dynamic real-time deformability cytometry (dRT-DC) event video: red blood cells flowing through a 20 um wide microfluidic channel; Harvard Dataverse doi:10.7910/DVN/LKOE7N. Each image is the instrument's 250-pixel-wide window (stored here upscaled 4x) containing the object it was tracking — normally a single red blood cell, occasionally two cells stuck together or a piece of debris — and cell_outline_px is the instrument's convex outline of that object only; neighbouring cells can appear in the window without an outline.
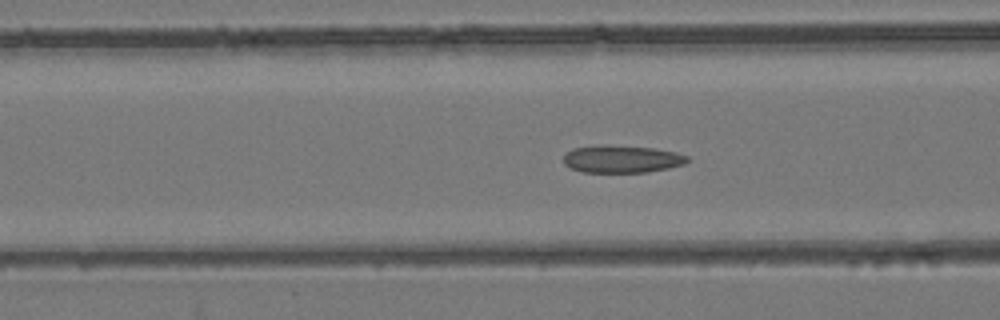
{"species": "common noctule bat (a hibernating species)", "species_latin": "Nyctalus noctula", "temperature_condition": "room temperature", "stored_images_in_passage": 54, "camera_frame_rate_fps": 3000, "um_per_image_px": 0.085, "animal": {"sex": "female", "body_mass_g": 24.6, "forearm_length_mm": 56.2}, "frame": {"image": 1, "passage_image": 22, "time_ms": 7.0, "image_size_px": [1000, 320], "cell_outline_px": [[688, 160], [684, 164], [668, 168], [648, 172], [584, 172], [572, 168], [564, 164], [564, 156], [572, 148], [600, 144], [608, 144], [652, 148], [676, 152], [688, 156]], "centroid_in_image_um": [52.84, 13.5], "position_along_channel_um": 113.8, "area_um2": 19.88}}
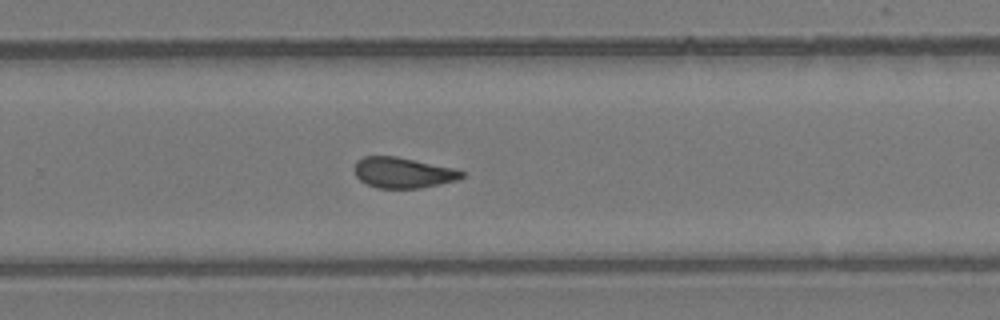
{"frame": {"image": 2, "passage_image": 36, "time_ms": 11.667, "image_size_px": [1000, 320], "cell_outline_px": [[464, 176], [456, 180], [420, 188], [376, 188], [360, 180], [356, 176], [356, 160], [364, 156], [396, 156], [456, 168], [464, 172]], "centroid_in_image_um": [34.27, 14.67], "position_along_channel_um": 295.5, "area_um2": 19.07}}
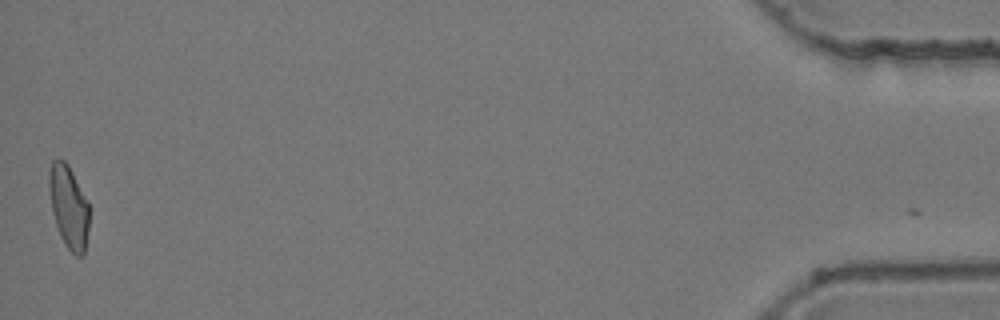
{"frame": {"image": 3, "passage_image": 54, "time_ms": 17.667, "image_size_px": [1000, 320], "cell_outline_px": [[88, 232], [84, 252], [80, 256], [76, 256], [64, 244], [60, 236], [52, 212], [48, 188], [48, 176], [52, 160], [64, 160], [68, 164], [88, 204]], "centroid_in_image_um": [5.81, 17.58], "position_along_channel_um": 429.4, "area_um2": 19.07}, "authors_computed_cell_mechanics": {"area_um2": 19.941, "velocity_mm_per_s": 3.9059, "shape_relaxation_time_tau1_ms": null, "shape_relaxation_time_tau2_ms": 1.9394, "deformation_change_tau1": null, "deformation_change_tau2": 0.1013}}